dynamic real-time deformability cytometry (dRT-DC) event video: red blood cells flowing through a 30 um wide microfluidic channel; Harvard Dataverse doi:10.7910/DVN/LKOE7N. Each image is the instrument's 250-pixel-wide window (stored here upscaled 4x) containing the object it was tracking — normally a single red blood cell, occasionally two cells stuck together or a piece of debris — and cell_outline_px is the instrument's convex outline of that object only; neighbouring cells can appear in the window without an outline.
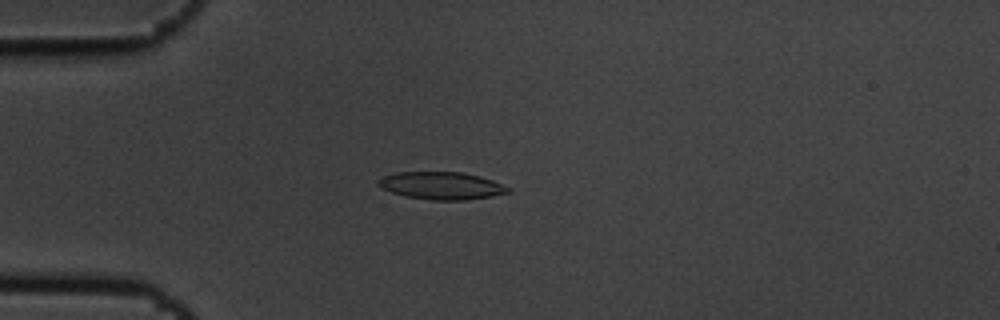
{"species": "common noctule bat (a hibernating species)", "species_latin": "Nyctalus noctula", "temperature_condition": "cold", "stored_images_in_passage": 4, "camera_frame_rate_fps": 3000, "um_per_image_px": 0.085, "animal": {"sex": "male", "body_mass_g": 19.5, "forearm_length_mm": 54.6}, "frame": {"image": 1, "passage_image": 4, "time_ms": 1.0, "image_size_px": [1000, 320], "cell_outline_px": [[512, 192], [492, 196], [464, 200], [432, 200], [404, 196], [380, 188], [376, 184], [376, 180], [384, 176], [396, 172], [464, 172], [480, 176], [492, 180], [508, 188]], "centroid_in_image_um": [37.48, 15.78], "position_along_channel_um": 47.5, "area_um2": 20.87}}